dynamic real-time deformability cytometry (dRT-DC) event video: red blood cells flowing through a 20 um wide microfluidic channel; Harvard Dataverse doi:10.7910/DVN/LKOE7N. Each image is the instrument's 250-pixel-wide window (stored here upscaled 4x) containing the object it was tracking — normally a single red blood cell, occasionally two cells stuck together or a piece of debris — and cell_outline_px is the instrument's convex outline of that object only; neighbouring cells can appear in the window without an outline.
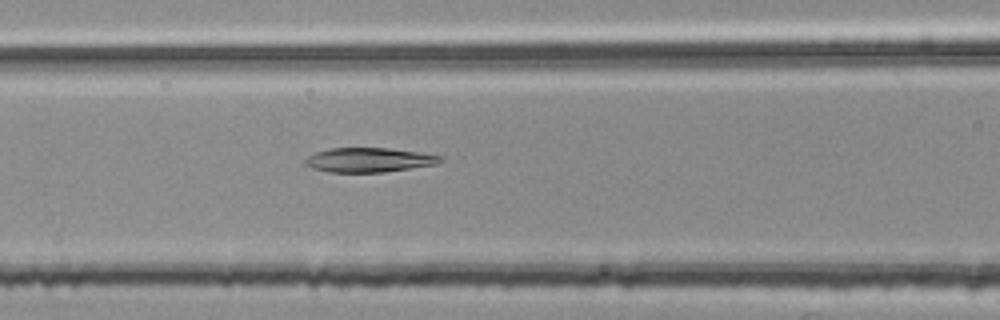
{"species": "common noctule bat (a hibernating species)", "species_latin": "Nyctalus noctula", "temperature_condition": "room temperature", "stored_images_in_passage": 44, "camera_frame_rate_fps": 3000, "um_per_image_px": 0.085, "animal": {"sex": "female", "body_mass_g": 25.1}, "frame": {"image": 1, "passage_image": 13, "time_ms": 4.0, "image_size_px": [1000, 320], "cell_outline_px": [[444, 160], [436, 164], [384, 172], [328, 172], [312, 168], [304, 164], [304, 160], [308, 156], [316, 152], [328, 148], [392, 148], [440, 156]], "centroid_in_image_um": [31.31, 13.59], "position_along_channel_um": 135.3, "area_um2": 19.13}}
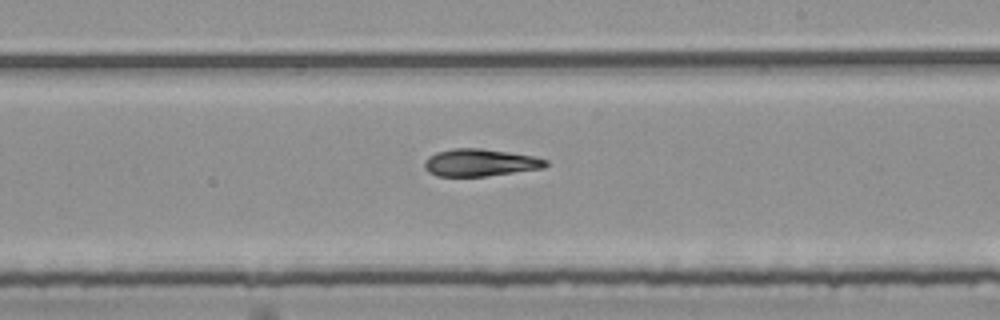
{"frame": {"image": 2, "passage_image": 22, "time_ms": 7.0, "image_size_px": [1000, 320], "cell_outline_px": [[548, 164], [544, 168], [484, 176], [436, 176], [428, 172], [424, 168], [424, 160], [428, 156], [436, 152], [452, 148], [480, 148], [508, 152], [532, 156], [548, 160]], "centroid_in_image_um": [40.76, 13.82], "position_along_channel_um": 248.2, "area_um2": 19.31}}
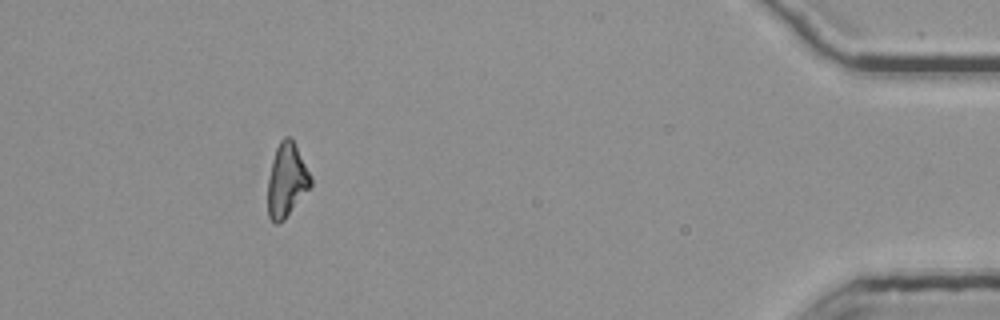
{"frame": {"image": 3, "passage_image": 40, "time_ms": 13.0, "image_size_px": [1000, 320], "cell_outline_px": [[312, 184], [284, 220], [276, 224], [268, 216], [268, 180], [272, 160], [276, 148], [280, 140], [284, 136], [288, 136], [292, 140], [312, 176]], "centroid_in_image_um": [24.36, 15.32], "position_along_channel_um": 410.8, "area_um2": 18.15}}